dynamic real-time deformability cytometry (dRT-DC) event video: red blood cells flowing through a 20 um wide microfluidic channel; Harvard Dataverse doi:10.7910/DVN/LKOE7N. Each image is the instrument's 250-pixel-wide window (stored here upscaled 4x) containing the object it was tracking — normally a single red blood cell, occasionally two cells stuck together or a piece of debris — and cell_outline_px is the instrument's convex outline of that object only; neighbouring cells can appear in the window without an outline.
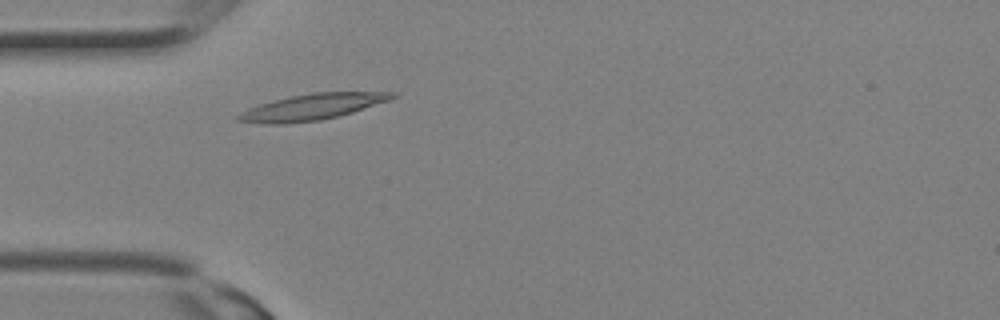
{"species": "Egyptian fruit bat (a non-hibernating species)", "species_latin": "Rousettus aegyptiacus", "temperature_condition": "room temperature", "stored_images_in_passage": 7, "camera_frame_rate_fps": 3000, "um_per_image_px": 0.085, "animal": {"sex": "female"}, "frame": {"image": 1, "passage_image": 5, "time_ms": 1.333, "image_size_px": [1000, 320], "cell_outline_px": [[400, 96], [352, 112], [320, 120], [280, 124], [268, 124], [236, 120], [236, 116], [248, 108], [260, 104], [292, 96], [312, 92], [400, 92]], "centroid_in_image_um": [26.57, 9.08], "position_along_channel_um": 58.4, "area_um2": 23.0}}
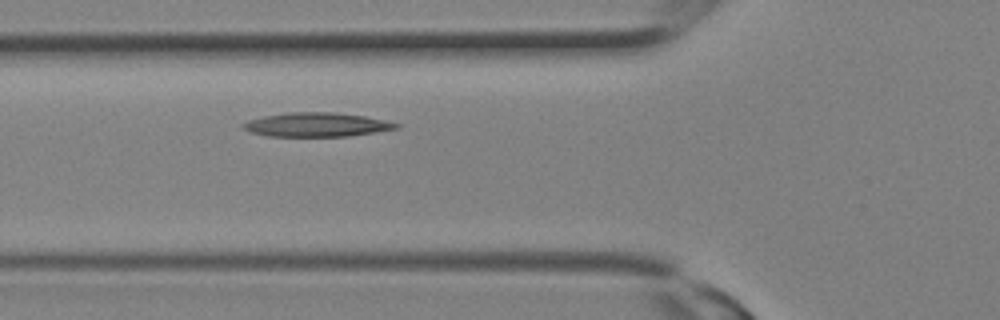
{"frame": {"image": 2, "passage_image": 7, "time_ms": 2.0, "image_size_px": [1000, 320], "cell_outline_px": [[400, 128], [348, 136], [268, 136], [252, 132], [244, 128], [240, 124], [248, 120], [264, 116], [292, 112], [336, 112], [364, 116], [400, 124]], "centroid_in_image_um": [26.91, 10.59], "position_along_channel_um": 98.9, "area_um2": 21.21}}